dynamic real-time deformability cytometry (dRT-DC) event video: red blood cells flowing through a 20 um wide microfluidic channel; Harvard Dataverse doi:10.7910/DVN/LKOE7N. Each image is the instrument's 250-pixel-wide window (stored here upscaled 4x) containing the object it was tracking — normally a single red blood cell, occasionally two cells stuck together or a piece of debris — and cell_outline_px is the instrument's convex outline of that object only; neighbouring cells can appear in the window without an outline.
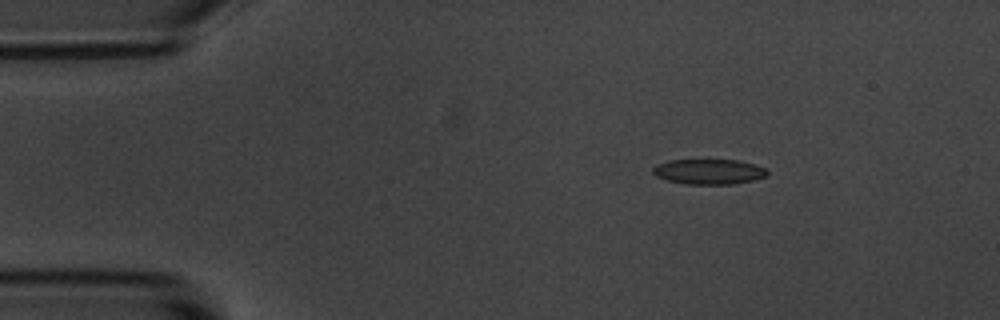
{"species": "common noctule bat (a hibernating species)", "species_latin": "Nyctalus noctula", "temperature_condition": "room temperature", "stored_images_in_passage": 3, "camera_frame_rate_fps": 3000, "um_per_image_px": 0.085, "animal": {"sex": "male", "body_mass_g": 20.1, "forearm_length_mm": 53.5}, "frame": {"image": 1, "passage_image": 1, "time_ms": 0.0, "image_size_px": [1000, 320], "cell_outline_px": [[768, 176], [756, 180], [732, 184], [684, 184], [668, 180], [656, 176], [652, 172], [652, 168], [656, 164], [668, 160], [736, 160], [756, 164], [764, 168], [768, 172]], "centroid_in_image_um": [60.26, 14.59], "position_along_channel_um": 24.7, "area_um2": 16.94}}